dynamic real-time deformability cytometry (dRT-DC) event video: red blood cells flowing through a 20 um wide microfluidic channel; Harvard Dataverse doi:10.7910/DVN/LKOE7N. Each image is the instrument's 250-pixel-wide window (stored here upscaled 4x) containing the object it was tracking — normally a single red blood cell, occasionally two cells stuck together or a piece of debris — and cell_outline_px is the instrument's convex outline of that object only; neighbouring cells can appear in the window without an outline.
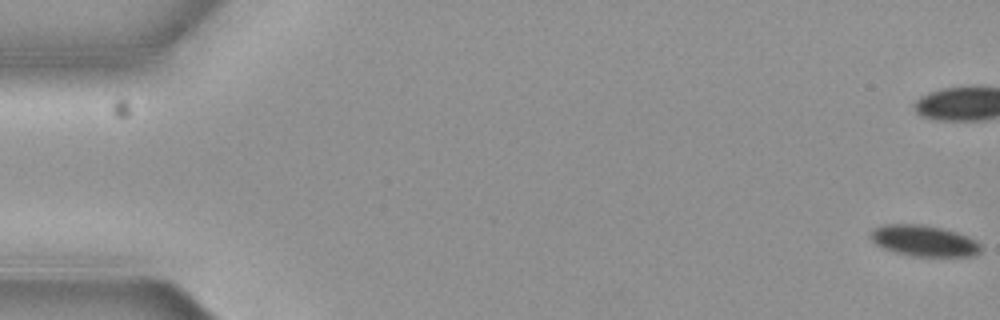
{"species": "common noctule bat (a hibernating species)", "species_latin": "Nyctalus noctula", "temperature_condition": "cold", "stored_images_in_passage": 5, "camera_frame_rate_fps": 3000, "um_per_image_px": 0.085, "animal": {"sex": "female", "body_mass_g": 19.3, "forearm_length_mm": 54.1}, "frame": {"image": 1, "passage_image": 1, "time_ms": 0.0, "image_size_px": [1000, 320], "cell_outline_px": [[980, 252], [976, 256], [916, 256], [896, 252], [884, 248], [876, 244], [872, 240], [872, 228], [884, 224], [920, 224], [944, 228], [968, 236], [976, 240], [980, 244]], "centroid_in_image_um": [78.57, 20.46], "position_along_channel_um": 6.4, "area_um2": 19.88}}